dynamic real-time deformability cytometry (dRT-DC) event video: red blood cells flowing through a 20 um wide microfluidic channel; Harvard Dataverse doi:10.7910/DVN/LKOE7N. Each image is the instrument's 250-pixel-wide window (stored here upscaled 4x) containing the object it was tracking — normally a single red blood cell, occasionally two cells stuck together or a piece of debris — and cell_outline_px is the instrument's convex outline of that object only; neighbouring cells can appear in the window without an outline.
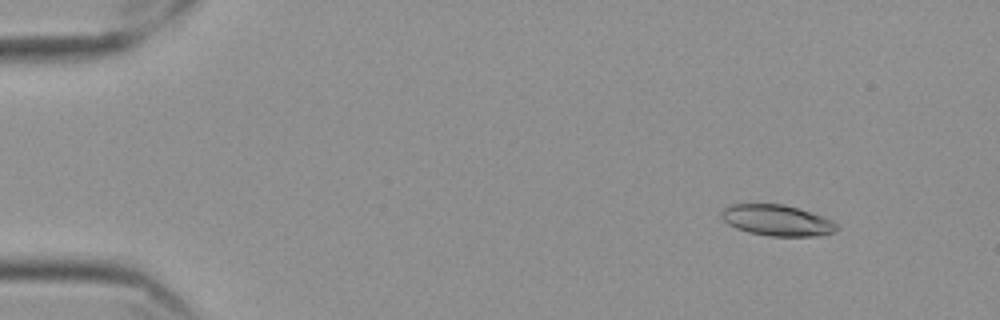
{"species": "Egyptian fruit bat (a non-hibernating species)", "species_latin": "Rousettus aegyptiacus", "temperature_condition": "cold", "stored_images_in_passage": 59, "camera_frame_rate_fps": 3000, "um_per_image_px": 0.085, "frame": {"image": 1, "passage_image": 7, "time_ms": 2.0, "image_size_px": [1000, 320], "cell_outline_px": [[840, 228], [832, 232], [820, 236], [768, 236], [748, 232], [736, 228], [728, 224], [720, 216], [720, 212], [728, 204], [784, 204], [832, 220], [840, 224]], "centroid_in_image_um": [66.03, 18.73], "position_along_channel_um": 19.0, "area_um2": 20.87}}
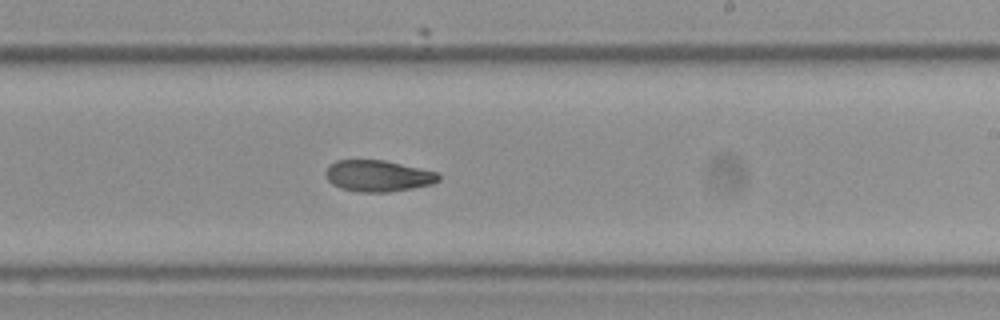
{"frame": {"image": 2, "passage_image": 36, "time_ms": 11.667, "image_size_px": [1000, 320], "cell_outline_px": [[440, 180], [432, 184], [412, 188], [388, 192], [360, 192], [340, 188], [332, 184], [324, 176], [324, 172], [328, 164], [336, 160], [384, 160], [420, 168], [436, 172], [440, 176]], "centroid_in_image_um": [32.08, 14.95], "position_along_channel_um": 256.9, "area_um2": 20.75}}
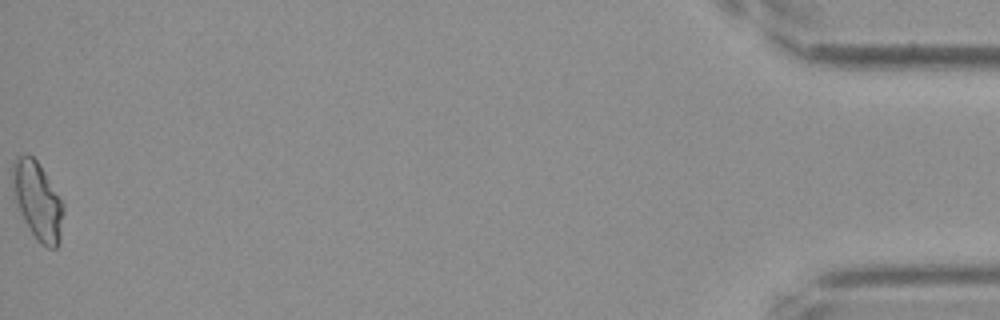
{"frame": {"image": 3, "passage_image": 59, "time_ms": 19.333, "image_size_px": [1000, 320], "cell_outline_px": [[64, 208], [60, 244], [56, 248], [48, 248], [40, 244], [36, 240], [24, 220], [16, 204], [12, 176], [12, 164], [20, 156], [32, 156], [36, 160], [44, 172], [60, 200]], "centroid_in_image_um": [3.2, 17.14], "position_along_channel_um": 432.0, "area_um2": 22.54}}